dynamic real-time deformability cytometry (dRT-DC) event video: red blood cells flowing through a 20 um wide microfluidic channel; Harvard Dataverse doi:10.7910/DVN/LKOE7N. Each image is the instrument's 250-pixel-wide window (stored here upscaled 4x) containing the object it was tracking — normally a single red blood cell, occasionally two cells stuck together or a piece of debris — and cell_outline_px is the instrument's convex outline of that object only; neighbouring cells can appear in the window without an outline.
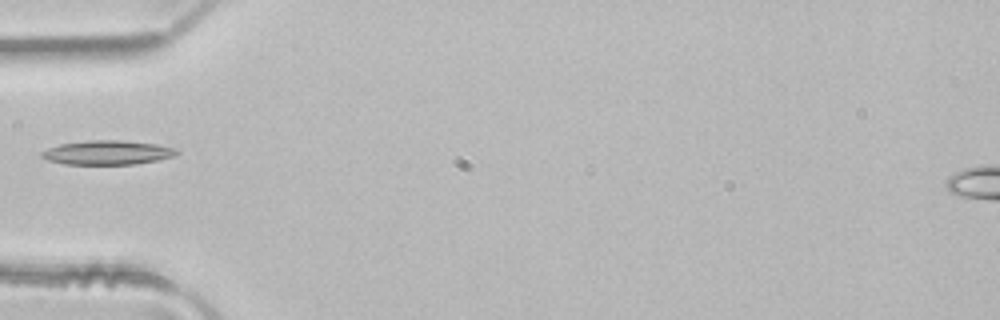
{"species": "common noctule bat (a hibernating species)", "species_latin": "Nyctalus noctula", "temperature_condition": "room temperature", "stored_images_in_passage": 34, "camera_frame_rate_fps": 3000, "um_per_image_px": 0.085, "animal": {"sex": "male", "body_mass_g": 21.5, "forearm_length_mm": 52.0}, "frame": {"image": 1, "passage_image": 1, "time_ms": 0.0, "image_size_px": [1000, 320], "cell_outline_px": [[180, 152], [172, 156], [156, 160], [136, 164], [64, 164], [48, 160], [40, 156], [40, 152], [48, 148], [60, 144], [88, 140], [120, 140], [156, 144], [176, 148]], "centroid_in_image_um": [9.11, 12.96], "position_along_channel_um": 75.9, "area_um2": 18.96}}
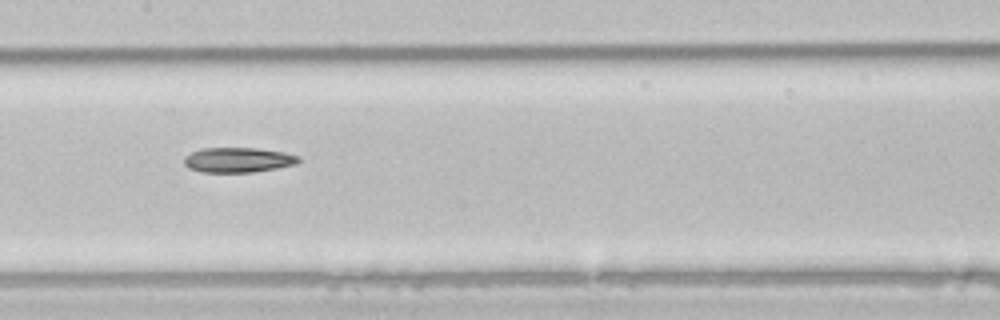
{"frame": {"image": 2, "passage_image": 9, "time_ms": 2.667, "image_size_px": [1000, 320], "cell_outline_px": [[300, 160], [296, 164], [276, 168], [252, 172], [200, 172], [188, 168], [184, 164], [184, 156], [192, 152], [204, 148], [256, 148], [284, 152], [300, 156]], "centroid_in_image_um": [20.22, 13.59], "position_along_channel_um": 187.2, "area_um2": 16.65}}
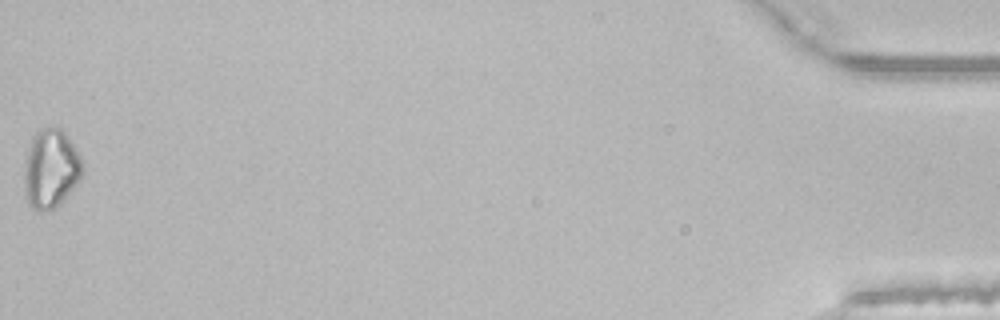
{"frame": {"image": 3, "passage_image": 34, "time_ms": 11.0, "image_size_px": [1000, 320], "cell_outline_px": [[80, 176], [76, 184], [64, 200], [56, 208], [44, 212], [40, 212], [32, 208], [28, 204], [24, 196], [24, 160], [32, 136], [40, 128], [60, 128], [68, 136], [80, 156]], "centroid_in_image_um": [4.25, 14.38], "position_along_channel_um": 430.9, "area_um2": 26.88}}